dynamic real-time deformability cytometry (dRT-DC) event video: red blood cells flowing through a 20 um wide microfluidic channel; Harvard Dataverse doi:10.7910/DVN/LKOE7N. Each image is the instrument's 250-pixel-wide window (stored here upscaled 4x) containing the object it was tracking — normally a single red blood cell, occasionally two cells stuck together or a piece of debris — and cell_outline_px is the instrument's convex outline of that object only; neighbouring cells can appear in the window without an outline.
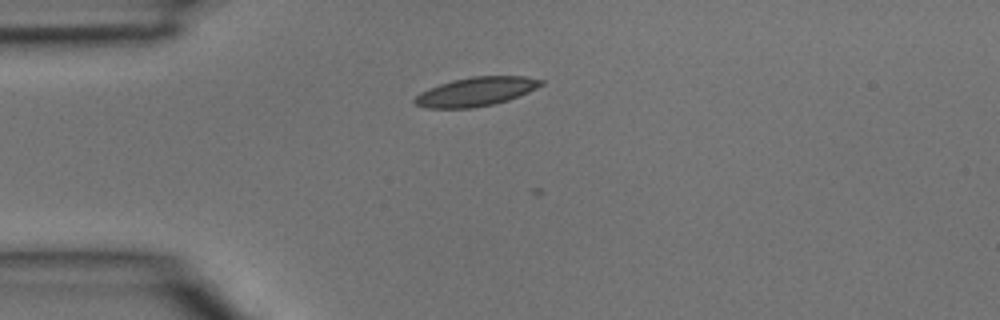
{"species": "common noctule bat (a hibernating species)", "species_latin": "Nyctalus noctula", "temperature_condition": "room temperature", "stored_images_in_passage": 3, "camera_frame_rate_fps": 3000, "um_per_image_px": 0.085, "animal": {"sex": "male", "body_mass_g": 15.6}, "frame": {"image": 1, "passage_image": 3, "time_ms": 0.667, "image_size_px": [1000, 320], "cell_outline_px": [[544, 84], [528, 92], [508, 100], [496, 104], [472, 108], [428, 108], [416, 104], [412, 100], [420, 92], [428, 88], [452, 80], [472, 76], [524, 76], [544, 80]], "centroid_in_image_um": [40.46, 7.79], "position_along_channel_um": 44.5, "area_um2": 21.33}}